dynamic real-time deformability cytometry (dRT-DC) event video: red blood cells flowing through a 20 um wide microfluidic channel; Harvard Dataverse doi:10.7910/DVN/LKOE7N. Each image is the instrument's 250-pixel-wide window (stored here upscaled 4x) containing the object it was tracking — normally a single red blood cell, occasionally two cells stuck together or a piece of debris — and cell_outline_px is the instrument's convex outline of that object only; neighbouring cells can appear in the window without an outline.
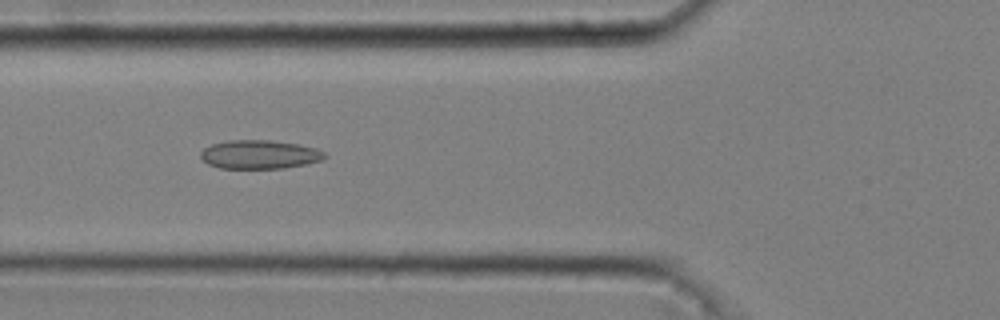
{"species": "common noctule bat (a hibernating species)", "species_latin": "Nyctalus noctula", "temperature_condition": "cold", "stored_images_in_passage": 52, "camera_frame_rate_fps": 3000, "um_per_image_px": 0.085, "animal": {"sex": "male", "body_mass_g": 20.4}, "frame": {"image": 1, "passage_image": 20, "time_ms": 6.333, "image_size_px": [1000, 320], "cell_outline_px": [[328, 156], [320, 160], [304, 164], [284, 168], [220, 168], [208, 164], [200, 156], [200, 152], [204, 148], [212, 144], [228, 140], [268, 140], [296, 144], [316, 148], [324, 152]], "centroid_in_image_um": [22.04, 13.13], "position_along_channel_um": 103.8, "area_um2": 20.58}}
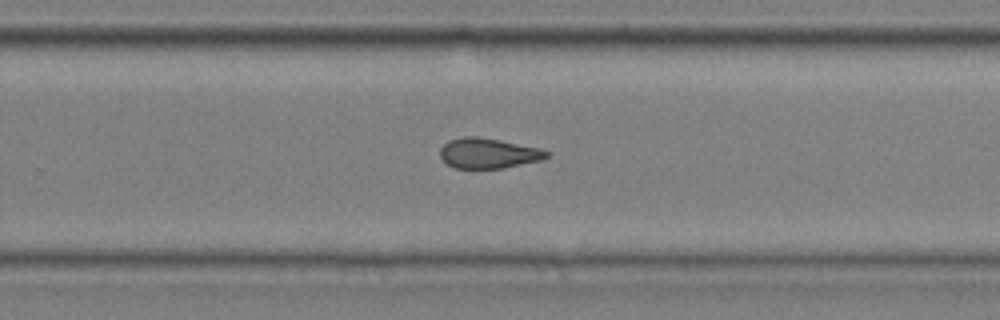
{"frame": {"image": 2, "passage_image": 35, "time_ms": 11.333, "image_size_px": [1000, 320], "cell_outline_px": [[552, 152], [548, 156], [540, 160], [504, 168], [456, 168], [448, 164], [440, 156], [440, 148], [448, 140], [464, 136], [476, 136], [500, 140], [540, 148]], "centroid_in_image_um": [41.51, 13.01], "position_along_channel_um": 288.3, "area_um2": 18.73}}
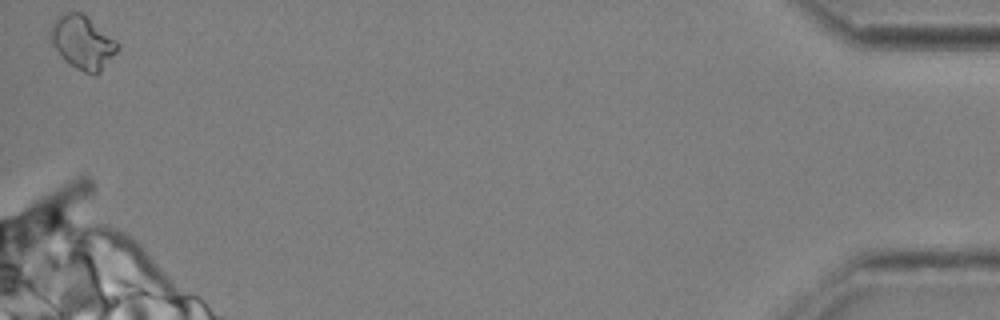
{"frame": {"image": 3, "passage_image": 52, "time_ms": 17.0, "image_size_px": [1000, 320], "cell_outline_px": [[120, 48], [100, 72], [92, 76], [76, 68], [64, 60], [48, 40], [48, 32], [52, 20], [64, 12], [80, 12], [116, 40], [120, 44]], "centroid_in_image_um": [6.97, 3.6], "position_along_channel_um": 428.2, "area_um2": 21.1}, "authors_computed_cell_mechanics": {"area_um2": 19.5653, "velocity_mm_per_s": 3.6965, "shape_relaxation_time_tau1_ms": null, "shape_relaxation_time_tau2_ms": 3.4687, "deformation_change_tau1": null, "deformation_change_tau2": 0.0968}}